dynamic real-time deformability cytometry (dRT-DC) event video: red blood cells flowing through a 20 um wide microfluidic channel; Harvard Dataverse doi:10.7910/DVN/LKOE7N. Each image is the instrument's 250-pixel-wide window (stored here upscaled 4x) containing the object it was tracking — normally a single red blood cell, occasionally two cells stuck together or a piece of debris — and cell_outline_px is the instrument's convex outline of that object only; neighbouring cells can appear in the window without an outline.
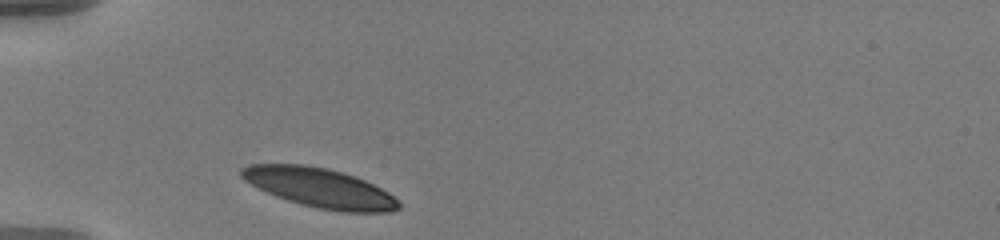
{"species": "human", "species_latin": "Homo sapiens", "temperature_condition": "warm", "stored_images_in_passage": 21, "camera_frame_rate_fps": 3000, "um_per_image_px": 0.085, "donor": {"sex": "male"}, "frame": {"image": 1, "passage_image": 1, "time_ms": 0.0, "image_size_px": [1000, 240], "cell_outline_px": [[400, 208], [388, 212], [340, 212], [316, 208], [300, 204], [276, 196], [244, 180], [240, 176], [240, 168], [248, 164], [304, 164], [328, 168], [364, 180], [388, 192], [400, 200]], "centroid_in_image_um": [27.18, 15.97], "position_along_channel_um": 57.8, "area_um2": 36.01}}
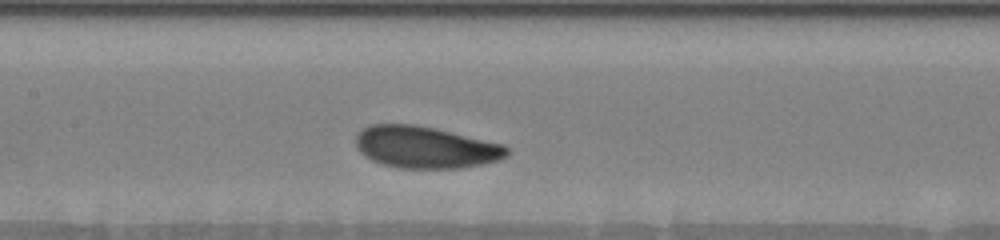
{"frame": {"image": 2, "passage_image": 7, "time_ms": 3.667, "image_size_px": [1000, 240], "cell_outline_px": [[508, 156], [500, 160], [460, 168], [396, 168], [372, 160], [364, 156], [360, 152], [356, 144], [356, 136], [364, 128], [372, 124], [416, 124], [436, 128], [504, 144], [508, 148]], "centroid_in_image_um": [36.18, 12.51], "position_along_channel_um": 171.2, "area_um2": 36.93}}
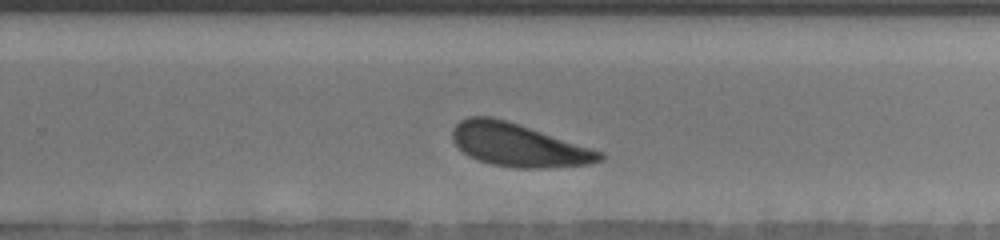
{"frame": {"image": 3, "passage_image": 14, "time_ms": 7.0, "image_size_px": [1000, 240], "cell_outline_px": [[604, 160], [588, 164], [548, 168], [516, 168], [492, 164], [468, 156], [452, 140], [452, 128], [460, 120], [468, 116], [492, 116], [592, 148], [604, 152]], "centroid_in_image_um": [44.06, 12.33], "position_along_channel_um": 285.7, "area_um2": 36.7}, "authors_computed_cell_mechanics": {"area_um2": 36.9342, "velocity_mm_per_s": 3.4416, "shape_relaxation_time_tau1_ms": 1.8308, "shape_relaxation_time_tau2_ms": 11.0776, "deformation_change_tau1": 0.0901, "deformation_change_tau2": 0.223}}